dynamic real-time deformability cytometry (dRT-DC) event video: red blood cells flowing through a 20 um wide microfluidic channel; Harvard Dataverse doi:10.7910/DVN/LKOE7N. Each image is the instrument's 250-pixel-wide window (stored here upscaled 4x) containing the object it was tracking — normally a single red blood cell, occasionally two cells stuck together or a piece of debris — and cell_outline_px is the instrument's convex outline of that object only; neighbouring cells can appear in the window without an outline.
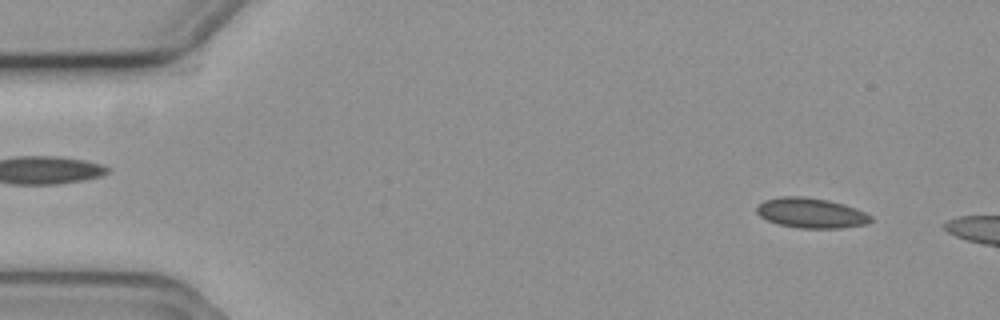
{"species": "common noctule bat (a hibernating species)", "species_latin": "Nyctalus noctula", "temperature_condition": "cold", "stored_images_in_passage": 9, "camera_frame_rate_fps": 3000, "um_per_image_px": 0.085, "animal": {"sex": "female", "body_mass_g": 19.3, "forearm_length_mm": 54.1}, "frame": {"image": 1, "passage_image": 4, "time_ms": 1.0, "image_size_px": [1000, 320], "cell_outline_px": [[872, 220], [868, 224], [840, 228], [800, 228], [776, 224], [760, 216], [756, 212], [756, 204], [764, 200], [784, 196], [804, 196], [828, 200], [844, 204], [856, 208], [872, 216]], "centroid_in_image_um": [68.93, 18.1], "position_along_channel_um": 16.1, "area_um2": 20.17}}